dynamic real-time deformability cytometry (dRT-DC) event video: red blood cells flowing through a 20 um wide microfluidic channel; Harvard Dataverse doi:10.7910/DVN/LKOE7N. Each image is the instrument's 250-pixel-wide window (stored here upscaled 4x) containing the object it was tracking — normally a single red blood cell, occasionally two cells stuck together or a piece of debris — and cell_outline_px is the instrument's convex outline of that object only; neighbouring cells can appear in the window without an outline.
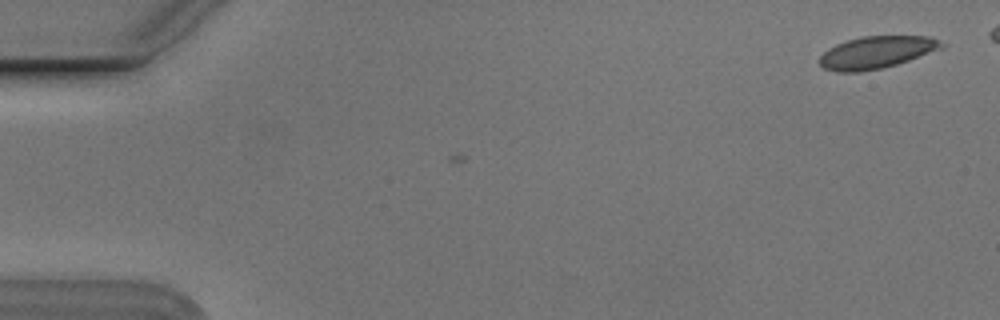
{"species": "Egyptian fruit bat (a non-hibernating species)", "species_latin": "Rousettus aegyptiacus", "temperature_condition": "cold", "stored_images_in_passage": 2, "camera_frame_rate_fps": 3000, "um_per_image_px": 0.085, "animal": {"sex": "male"}, "frame": {"image": 1, "passage_image": 2, "time_ms": 0.333, "image_size_px": [1000, 320], "cell_outline_px": [[948, 44], [944, 48], [896, 64], [880, 68], [860, 72], [836, 72], [824, 68], [816, 60], [828, 48], [836, 44], [860, 36], [928, 36]], "centroid_in_image_um": [74.49, 4.44], "position_along_channel_um": 10.5, "area_um2": 23.0}}